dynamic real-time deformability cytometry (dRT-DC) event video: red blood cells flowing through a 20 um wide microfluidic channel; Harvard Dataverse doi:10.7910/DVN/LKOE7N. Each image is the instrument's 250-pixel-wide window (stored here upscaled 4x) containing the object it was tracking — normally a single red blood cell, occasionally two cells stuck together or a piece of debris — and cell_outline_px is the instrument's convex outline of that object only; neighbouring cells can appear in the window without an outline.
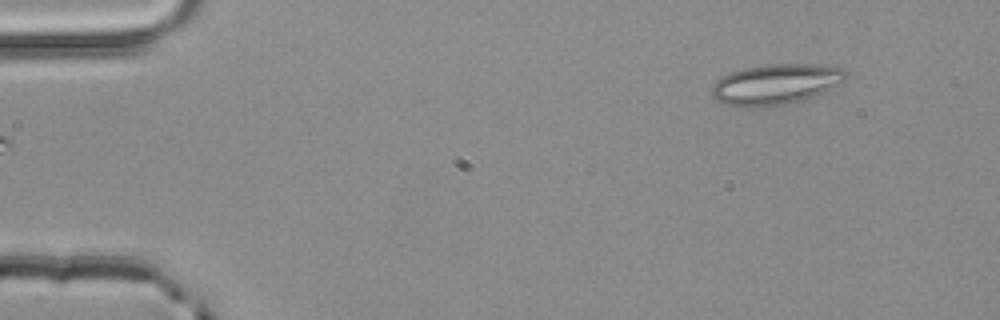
{"species": "common noctule bat (a hibernating species)", "species_latin": "Nyctalus noctula", "temperature_condition": "room temperature", "stored_images_in_passage": 4, "segment_of_instrument_passage": [2, 2], "camera_frame_rate_fps": 3000, "um_per_image_px": 0.085, "animal": {"sex": "male", "body_mass_g": 20.4}, "frame": {"image": 1, "passage_image": 4, "time_ms": 1.0, "image_size_px": [1000, 320], "cell_outline_px": [[848, 76], [840, 84], [824, 92], [804, 100], [788, 104], [768, 108], [740, 108], [724, 104], [716, 100], [712, 96], [712, 84], [716, 80], [732, 72], [744, 68], [764, 64], [812, 64], [840, 68]], "centroid_in_image_um": [65.9, 7.2], "position_along_channel_um": 19.1, "area_um2": 32.14}}